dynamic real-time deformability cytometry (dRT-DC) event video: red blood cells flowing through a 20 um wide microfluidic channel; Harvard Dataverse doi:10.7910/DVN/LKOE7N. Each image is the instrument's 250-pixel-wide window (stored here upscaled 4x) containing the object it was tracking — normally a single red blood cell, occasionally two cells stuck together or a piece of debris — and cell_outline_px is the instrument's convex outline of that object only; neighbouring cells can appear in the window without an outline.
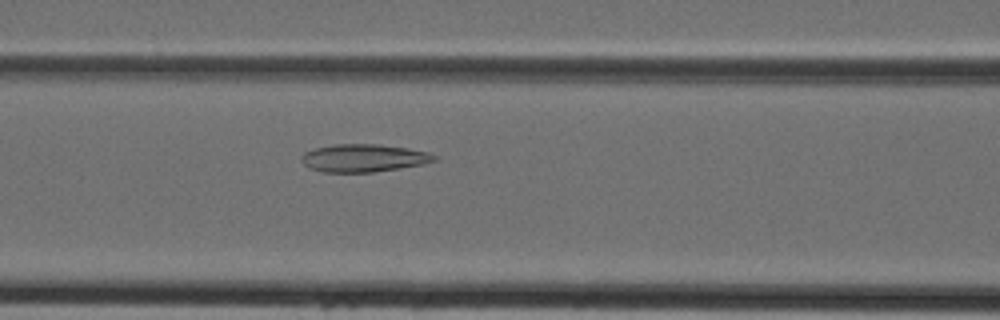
{"species": "Egyptian fruit bat (a non-hibernating species)", "species_latin": "Rousettus aegyptiacus", "temperature_condition": "cold", "stored_images_in_passage": 45, "camera_frame_rate_fps": 3000, "um_per_image_px": 0.085, "animal": {"sex": "female"}, "frame": {"image": 1, "passage_image": 19, "time_ms": 6.0, "image_size_px": [1000, 320], "cell_outline_px": [[436, 160], [424, 164], [400, 168], [372, 172], [320, 172], [308, 168], [300, 160], [300, 156], [304, 152], [316, 148], [336, 144], [380, 144], [408, 148], [428, 152], [436, 156]], "centroid_in_image_um": [30.88, 13.43], "position_along_channel_um": 135.7, "area_um2": 21.62}}
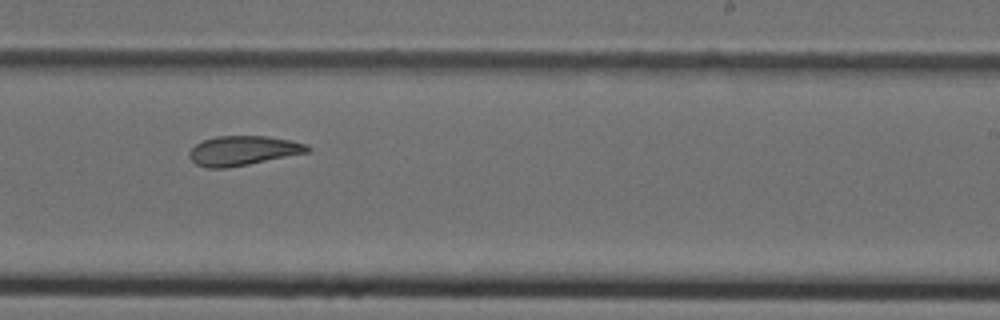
{"frame": {"image": 2, "passage_image": 28, "time_ms": 9.0, "image_size_px": [1000, 320], "cell_outline_px": [[312, 148], [308, 152], [228, 168], [208, 168], [196, 164], [188, 156], [188, 152], [196, 144], [204, 140], [216, 136], [264, 136], [292, 140], [308, 144]], "centroid_in_image_um": [20.66, 12.8], "position_along_channel_um": 268.3, "area_um2": 20.29}}
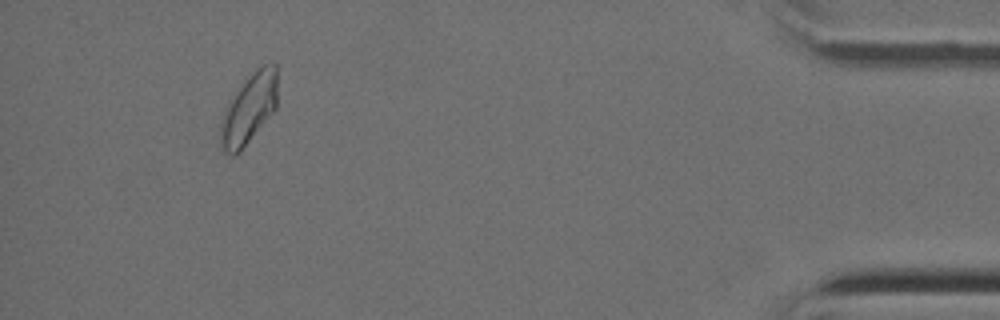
{"frame": {"image": 3, "passage_image": 42, "time_ms": 13.667, "image_size_px": [1000, 320], "cell_outline_px": [[276, 108], [240, 152], [232, 156], [224, 152], [220, 136], [220, 128], [224, 112], [244, 76], [256, 68], [264, 64], [276, 64]], "centroid_in_image_um": [21.16, 9.22], "position_along_channel_um": 414.0, "area_um2": 23.12}}